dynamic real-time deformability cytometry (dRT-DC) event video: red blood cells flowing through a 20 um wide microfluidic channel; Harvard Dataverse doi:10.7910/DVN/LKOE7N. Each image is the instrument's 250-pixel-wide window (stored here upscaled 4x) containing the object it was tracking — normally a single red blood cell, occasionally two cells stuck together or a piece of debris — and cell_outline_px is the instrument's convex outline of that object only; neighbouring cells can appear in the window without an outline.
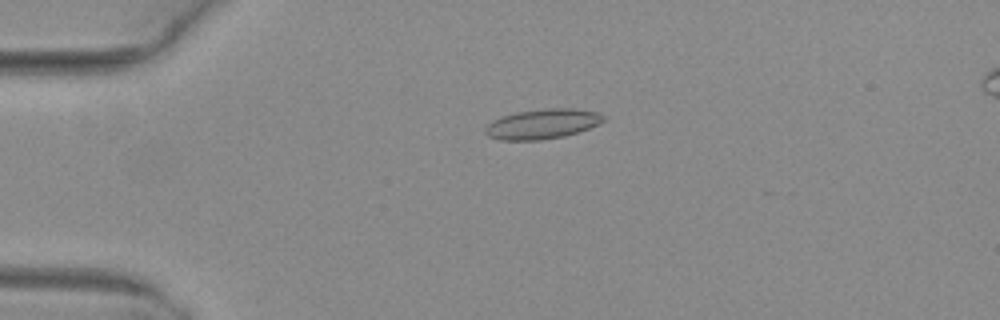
{"species": "common noctule bat (a hibernating species)", "species_latin": "Nyctalus noctula", "temperature_condition": "warm", "stored_images_in_passage": 3, "camera_frame_rate_fps": 3000, "um_per_image_px": 0.085, "animal": {"sex": "female", "body_mass_g": 29.2, "forearm_length_mm": 56.3}, "frame": {"image": 1, "passage_image": 3, "time_ms": 0.667, "image_size_px": [1000, 320], "cell_outline_px": [[608, 120], [600, 124], [580, 132], [564, 136], [540, 140], [500, 140], [488, 136], [484, 132], [484, 128], [492, 120], [500, 116], [516, 112], [544, 108], [572, 108], [596, 112], [604, 116]], "centroid_in_image_um": [46.11, 10.53], "position_along_channel_um": 38.9, "area_um2": 20.92}}